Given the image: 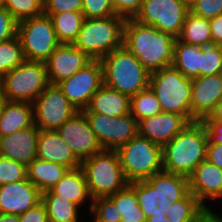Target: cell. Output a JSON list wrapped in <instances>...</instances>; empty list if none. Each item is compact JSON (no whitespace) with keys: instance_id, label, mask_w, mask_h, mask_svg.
I'll list each match as a JSON object with an SVG mask.
<instances>
[{"instance_id":"17","label":"cell","mask_w":222,"mask_h":222,"mask_svg":"<svg viewBox=\"0 0 222 222\" xmlns=\"http://www.w3.org/2000/svg\"><path fill=\"white\" fill-rule=\"evenodd\" d=\"M189 123L190 121L180 114L161 112L138 121V135L163 147Z\"/></svg>"},{"instance_id":"41","label":"cell","mask_w":222,"mask_h":222,"mask_svg":"<svg viewBox=\"0 0 222 222\" xmlns=\"http://www.w3.org/2000/svg\"><path fill=\"white\" fill-rule=\"evenodd\" d=\"M82 12V0H43V14Z\"/></svg>"},{"instance_id":"44","label":"cell","mask_w":222,"mask_h":222,"mask_svg":"<svg viewBox=\"0 0 222 222\" xmlns=\"http://www.w3.org/2000/svg\"><path fill=\"white\" fill-rule=\"evenodd\" d=\"M143 0H112L117 15L124 18H134L140 11Z\"/></svg>"},{"instance_id":"7","label":"cell","mask_w":222,"mask_h":222,"mask_svg":"<svg viewBox=\"0 0 222 222\" xmlns=\"http://www.w3.org/2000/svg\"><path fill=\"white\" fill-rule=\"evenodd\" d=\"M191 81L169 66L150 73L149 87L163 112L180 114L191 122Z\"/></svg>"},{"instance_id":"21","label":"cell","mask_w":222,"mask_h":222,"mask_svg":"<svg viewBox=\"0 0 222 222\" xmlns=\"http://www.w3.org/2000/svg\"><path fill=\"white\" fill-rule=\"evenodd\" d=\"M37 158L75 169L81 166L68 144L56 130H40L37 141Z\"/></svg>"},{"instance_id":"33","label":"cell","mask_w":222,"mask_h":222,"mask_svg":"<svg viewBox=\"0 0 222 222\" xmlns=\"http://www.w3.org/2000/svg\"><path fill=\"white\" fill-rule=\"evenodd\" d=\"M161 112L160 102L150 87L130 97V113L137 121Z\"/></svg>"},{"instance_id":"55","label":"cell","mask_w":222,"mask_h":222,"mask_svg":"<svg viewBox=\"0 0 222 222\" xmlns=\"http://www.w3.org/2000/svg\"><path fill=\"white\" fill-rule=\"evenodd\" d=\"M5 8V0H0V9Z\"/></svg>"},{"instance_id":"19","label":"cell","mask_w":222,"mask_h":222,"mask_svg":"<svg viewBox=\"0 0 222 222\" xmlns=\"http://www.w3.org/2000/svg\"><path fill=\"white\" fill-rule=\"evenodd\" d=\"M42 193L28 179L0 186V213H25L41 202Z\"/></svg>"},{"instance_id":"52","label":"cell","mask_w":222,"mask_h":222,"mask_svg":"<svg viewBox=\"0 0 222 222\" xmlns=\"http://www.w3.org/2000/svg\"><path fill=\"white\" fill-rule=\"evenodd\" d=\"M146 222H171L169 218H153V217H148L146 219Z\"/></svg>"},{"instance_id":"46","label":"cell","mask_w":222,"mask_h":222,"mask_svg":"<svg viewBox=\"0 0 222 222\" xmlns=\"http://www.w3.org/2000/svg\"><path fill=\"white\" fill-rule=\"evenodd\" d=\"M206 129L208 143L222 144V123L213 120L201 121Z\"/></svg>"},{"instance_id":"9","label":"cell","mask_w":222,"mask_h":222,"mask_svg":"<svg viewBox=\"0 0 222 222\" xmlns=\"http://www.w3.org/2000/svg\"><path fill=\"white\" fill-rule=\"evenodd\" d=\"M17 35L27 61L45 62L60 45L52 20L45 14L19 21Z\"/></svg>"},{"instance_id":"8","label":"cell","mask_w":222,"mask_h":222,"mask_svg":"<svg viewBox=\"0 0 222 222\" xmlns=\"http://www.w3.org/2000/svg\"><path fill=\"white\" fill-rule=\"evenodd\" d=\"M0 83L6 100L29 103L50 84L45 63L27 60L5 74Z\"/></svg>"},{"instance_id":"54","label":"cell","mask_w":222,"mask_h":222,"mask_svg":"<svg viewBox=\"0 0 222 222\" xmlns=\"http://www.w3.org/2000/svg\"><path fill=\"white\" fill-rule=\"evenodd\" d=\"M182 2H183L189 9H191V7L197 2V0H182Z\"/></svg>"},{"instance_id":"34","label":"cell","mask_w":222,"mask_h":222,"mask_svg":"<svg viewBox=\"0 0 222 222\" xmlns=\"http://www.w3.org/2000/svg\"><path fill=\"white\" fill-rule=\"evenodd\" d=\"M25 60L22 44L18 35L0 42V79Z\"/></svg>"},{"instance_id":"26","label":"cell","mask_w":222,"mask_h":222,"mask_svg":"<svg viewBox=\"0 0 222 222\" xmlns=\"http://www.w3.org/2000/svg\"><path fill=\"white\" fill-rule=\"evenodd\" d=\"M41 201L46 208L49 222L89 221V219L87 220L88 215L82 212L83 210L77 204L68 199L60 198L59 195L54 194L51 190L42 193Z\"/></svg>"},{"instance_id":"53","label":"cell","mask_w":222,"mask_h":222,"mask_svg":"<svg viewBox=\"0 0 222 222\" xmlns=\"http://www.w3.org/2000/svg\"><path fill=\"white\" fill-rule=\"evenodd\" d=\"M5 101H6V99H5V96L3 93L2 85L0 83V112H1L2 106L5 103Z\"/></svg>"},{"instance_id":"11","label":"cell","mask_w":222,"mask_h":222,"mask_svg":"<svg viewBox=\"0 0 222 222\" xmlns=\"http://www.w3.org/2000/svg\"><path fill=\"white\" fill-rule=\"evenodd\" d=\"M33 104L34 124L40 130H57L77 110L57 85L49 84Z\"/></svg>"},{"instance_id":"10","label":"cell","mask_w":222,"mask_h":222,"mask_svg":"<svg viewBox=\"0 0 222 222\" xmlns=\"http://www.w3.org/2000/svg\"><path fill=\"white\" fill-rule=\"evenodd\" d=\"M189 11L182 0H143L140 11L133 19L178 38Z\"/></svg>"},{"instance_id":"45","label":"cell","mask_w":222,"mask_h":222,"mask_svg":"<svg viewBox=\"0 0 222 222\" xmlns=\"http://www.w3.org/2000/svg\"><path fill=\"white\" fill-rule=\"evenodd\" d=\"M19 216V222H49L46 208L42 201Z\"/></svg>"},{"instance_id":"57","label":"cell","mask_w":222,"mask_h":222,"mask_svg":"<svg viewBox=\"0 0 222 222\" xmlns=\"http://www.w3.org/2000/svg\"><path fill=\"white\" fill-rule=\"evenodd\" d=\"M219 207V208H218ZM217 209H218V211L220 212V211H222V206L220 207V206H217L216 207ZM221 208V209H220ZM220 209V210H219Z\"/></svg>"},{"instance_id":"20","label":"cell","mask_w":222,"mask_h":222,"mask_svg":"<svg viewBox=\"0 0 222 222\" xmlns=\"http://www.w3.org/2000/svg\"><path fill=\"white\" fill-rule=\"evenodd\" d=\"M40 129L32 126L0 137V155L13 159L26 167L37 158V141Z\"/></svg>"},{"instance_id":"3","label":"cell","mask_w":222,"mask_h":222,"mask_svg":"<svg viewBox=\"0 0 222 222\" xmlns=\"http://www.w3.org/2000/svg\"><path fill=\"white\" fill-rule=\"evenodd\" d=\"M103 84L131 97L149 87L150 72L123 45L100 59Z\"/></svg>"},{"instance_id":"38","label":"cell","mask_w":222,"mask_h":222,"mask_svg":"<svg viewBox=\"0 0 222 222\" xmlns=\"http://www.w3.org/2000/svg\"><path fill=\"white\" fill-rule=\"evenodd\" d=\"M222 68V45L201 47L199 77L218 74Z\"/></svg>"},{"instance_id":"30","label":"cell","mask_w":222,"mask_h":222,"mask_svg":"<svg viewBox=\"0 0 222 222\" xmlns=\"http://www.w3.org/2000/svg\"><path fill=\"white\" fill-rule=\"evenodd\" d=\"M45 15L51 18L57 39L60 44H73L85 19L83 13L67 11Z\"/></svg>"},{"instance_id":"22","label":"cell","mask_w":222,"mask_h":222,"mask_svg":"<svg viewBox=\"0 0 222 222\" xmlns=\"http://www.w3.org/2000/svg\"><path fill=\"white\" fill-rule=\"evenodd\" d=\"M50 190L54 194L59 195L60 198L74 202L84 212L87 211V215L89 214L92 207V199L89 195L85 174L81 167L69 169L62 179Z\"/></svg>"},{"instance_id":"14","label":"cell","mask_w":222,"mask_h":222,"mask_svg":"<svg viewBox=\"0 0 222 222\" xmlns=\"http://www.w3.org/2000/svg\"><path fill=\"white\" fill-rule=\"evenodd\" d=\"M56 131L80 162L103 150L83 111L75 113Z\"/></svg>"},{"instance_id":"23","label":"cell","mask_w":222,"mask_h":222,"mask_svg":"<svg viewBox=\"0 0 222 222\" xmlns=\"http://www.w3.org/2000/svg\"><path fill=\"white\" fill-rule=\"evenodd\" d=\"M83 112L120 117L130 113V97L103 84L92 96L89 105Z\"/></svg>"},{"instance_id":"40","label":"cell","mask_w":222,"mask_h":222,"mask_svg":"<svg viewBox=\"0 0 222 222\" xmlns=\"http://www.w3.org/2000/svg\"><path fill=\"white\" fill-rule=\"evenodd\" d=\"M84 18H104L117 15L112 0H82Z\"/></svg>"},{"instance_id":"25","label":"cell","mask_w":222,"mask_h":222,"mask_svg":"<svg viewBox=\"0 0 222 222\" xmlns=\"http://www.w3.org/2000/svg\"><path fill=\"white\" fill-rule=\"evenodd\" d=\"M128 185L135 191L138 204L146 219L148 217L166 218L169 206L168 198L163 192L155 190L147 180L131 182Z\"/></svg>"},{"instance_id":"48","label":"cell","mask_w":222,"mask_h":222,"mask_svg":"<svg viewBox=\"0 0 222 222\" xmlns=\"http://www.w3.org/2000/svg\"><path fill=\"white\" fill-rule=\"evenodd\" d=\"M212 45H222V14L209 20Z\"/></svg>"},{"instance_id":"51","label":"cell","mask_w":222,"mask_h":222,"mask_svg":"<svg viewBox=\"0 0 222 222\" xmlns=\"http://www.w3.org/2000/svg\"><path fill=\"white\" fill-rule=\"evenodd\" d=\"M0 222H19V216L16 214H1Z\"/></svg>"},{"instance_id":"5","label":"cell","mask_w":222,"mask_h":222,"mask_svg":"<svg viewBox=\"0 0 222 222\" xmlns=\"http://www.w3.org/2000/svg\"><path fill=\"white\" fill-rule=\"evenodd\" d=\"M91 199L109 197L124 189L129 183L116 150L103 149L81 162Z\"/></svg>"},{"instance_id":"47","label":"cell","mask_w":222,"mask_h":222,"mask_svg":"<svg viewBox=\"0 0 222 222\" xmlns=\"http://www.w3.org/2000/svg\"><path fill=\"white\" fill-rule=\"evenodd\" d=\"M206 160L222 169V144H207Z\"/></svg>"},{"instance_id":"2","label":"cell","mask_w":222,"mask_h":222,"mask_svg":"<svg viewBox=\"0 0 222 222\" xmlns=\"http://www.w3.org/2000/svg\"><path fill=\"white\" fill-rule=\"evenodd\" d=\"M208 136L201 121L190 122L162 147L163 170L189 177L206 160Z\"/></svg>"},{"instance_id":"36","label":"cell","mask_w":222,"mask_h":222,"mask_svg":"<svg viewBox=\"0 0 222 222\" xmlns=\"http://www.w3.org/2000/svg\"><path fill=\"white\" fill-rule=\"evenodd\" d=\"M89 216L91 222H118L121 220V213L118 212L117 207L109 197L93 199Z\"/></svg>"},{"instance_id":"42","label":"cell","mask_w":222,"mask_h":222,"mask_svg":"<svg viewBox=\"0 0 222 222\" xmlns=\"http://www.w3.org/2000/svg\"><path fill=\"white\" fill-rule=\"evenodd\" d=\"M190 12L210 20L222 14V0H197Z\"/></svg>"},{"instance_id":"56","label":"cell","mask_w":222,"mask_h":222,"mask_svg":"<svg viewBox=\"0 0 222 222\" xmlns=\"http://www.w3.org/2000/svg\"><path fill=\"white\" fill-rule=\"evenodd\" d=\"M218 76L220 78V81L222 82V68L220 69L219 73H218Z\"/></svg>"},{"instance_id":"6","label":"cell","mask_w":222,"mask_h":222,"mask_svg":"<svg viewBox=\"0 0 222 222\" xmlns=\"http://www.w3.org/2000/svg\"><path fill=\"white\" fill-rule=\"evenodd\" d=\"M128 183L147 180L163 170L162 147L137 135L116 149Z\"/></svg>"},{"instance_id":"29","label":"cell","mask_w":222,"mask_h":222,"mask_svg":"<svg viewBox=\"0 0 222 222\" xmlns=\"http://www.w3.org/2000/svg\"><path fill=\"white\" fill-rule=\"evenodd\" d=\"M200 62L201 46L188 44L177 38L172 66L192 80L199 77Z\"/></svg>"},{"instance_id":"39","label":"cell","mask_w":222,"mask_h":222,"mask_svg":"<svg viewBox=\"0 0 222 222\" xmlns=\"http://www.w3.org/2000/svg\"><path fill=\"white\" fill-rule=\"evenodd\" d=\"M26 179L25 165L0 155V186Z\"/></svg>"},{"instance_id":"43","label":"cell","mask_w":222,"mask_h":222,"mask_svg":"<svg viewBox=\"0 0 222 222\" xmlns=\"http://www.w3.org/2000/svg\"><path fill=\"white\" fill-rule=\"evenodd\" d=\"M18 21L6 9H0V42L17 36Z\"/></svg>"},{"instance_id":"24","label":"cell","mask_w":222,"mask_h":222,"mask_svg":"<svg viewBox=\"0 0 222 222\" xmlns=\"http://www.w3.org/2000/svg\"><path fill=\"white\" fill-rule=\"evenodd\" d=\"M34 124L33 104L6 100L0 112V137Z\"/></svg>"},{"instance_id":"12","label":"cell","mask_w":222,"mask_h":222,"mask_svg":"<svg viewBox=\"0 0 222 222\" xmlns=\"http://www.w3.org/2000/svg\"><path fill=\"white\" fill-rule=\"evenodd\" d=\"M103 149L116 150L138 135V121L131 114L110 117L95 112H84Z\"/></svg>"},{"instance_id":"13","label":"cell","mask_w":222,"mask_h":222,"mask_svg":"<svg viewBox=\"0 0 222 222\" xmlns=\"http://www.w3.org/2000/svg\"><path fill=\"white\" fill-rule=\"evenodd\" d=\"M103 85V68L100 60H92L69 79L57 84L68 101L79 111L90 103L92 96Z\"/></svg>"},{"instance_id":"16","label":"cell","mask_w":222,"mask_h":222,"mask_svg":"<svg viewBox=\"0 0 222 222\" xmlns=\"http://www.w3.org/2000/svg\"><path fill=\"white\" fill-rule=\"evenodd\" d=\"M92 60L86 53L72 44H60L44 62L49 83L57 85L69 79Z\"/></svg>"},{"instance_id":"1","label":"cell","mask_w":222,"mask_h":222,"mask_svg":"<svg viewBox=\"0 0 222 222\" xmlns=\"http://www.w3.org/2000/svg\"><path fill=\"white\" fill-rule=\"evenodd\" d=\"M176 37L150 25L127 18L124 25L123 45L150 73L172 66Z\"/></svg>"},{"instance_id":"27","label":"cell","mask_w":222,"mask_h":222,"mask_svg":"<svg viewBox=\"0 0 222 222\" xmlns=\"http://www.w3.org/2000/svg\"><path fill=\"white\" fill-rule=\"evenodd\" d=\"M68 170L69 168L64 165L38 158L34 159L26 167L27 179L36 186L41 193L54 187Z\"/></svg>"},{"instance_id":"49","label":"cell","mask_w":222,"mask_h":222,"mask_svg":"<svg viewBox=\"0 0 222 222\" xmlns=\"http://www.w3.org/2000/svg\"><path fill=\"white\" fill-rule=\"evenodd\" d=\"M192 222H222V214L216 208H204Z\"/></svg>"},{"instance_id":"15","label":"cell","mask_w":222,"mask_h":222,"mask_svg":"<svg viewBox=\"0 0 222 222\" xmlns=\"http://www.w3.org/2000/svg\"><path fill=\"white\" fill-rule=\"evenodd\" d=\"M188 182L190 193L205 208H213L222 204V169L213 163L208 160L201 162L188 177Z\"/></svg>"},{"instance_id":"37","label":"cell","mask_w":222,"mask_h":222,"mask_svg":"<svg viewBox=\"0 0 222 222\" xmlns=\"http://www.w3.org/2000/svg\"><path fill=\"white\" fill-rule=\"evenodd\" d=\"M5 8L19 22L43 14V0H5Z\"/></svg>"},{"instance_id":"18","label":"cell","mask_w":222,"mask_h":222,"mask_svg":"<svg viewBox=\"0 0 222 222\" xmlns=\"http://www.w3.org/2000/svg\"><path fill=\"white\" fill-rule=\"evenodd\" d=\"M222 99V82L218 74L191 81V122L202 121Z\"/></svg>"},{"instance_id":"4","label":"cell","mask_w":222,"mask_h":222,"mask_svg":"<svg viewBox=\"0 0 222 222\" xmlns=\"http://www.w3.org/2000/svg\"><path fill=\"white\" fill-rule=\"evenodd\" d=\"M126 18L114 15L104 18H85L73 46L93 60H100L114 49L123 46Z\"/></svg>"},{"instance_id":"32","label":"cell","mask_w":222,"mask_h":222,"mask_svg":"<svg viewBox=\"0 0 222 222\" xmlns=\"http://www.w3.org/2000/svg\"><path fill=\"white\" fill-rule=\"evenodd\" d=\"M121 213L122 222H146V217L141 210L135 191L127 185L124 189L109 196Z\"/></svg>"},{"instance_id":"31","label":"cell","mask_w":222,"mask_h":222,"mask_svg":"<svg viewBox=\"0 0 222 222\" xmlns=\"http://www.w3.org/2000/svg\"><path fill=\"white\" fill-rule=\"evenodd\" d=\"M178 38L182 42L201 47L212 45L209 20L189 11Z\"/></svg>"},{"instance_id":"50","label":"cell","mask_w":222,"mask_h":222,"mask_svg":"<svg viewBox=\"0 0 222 222\" xmlns=\"http://www.w3.org/2000/svg\"><path fill=\"white\" fill-rule=\"evenodd\" d=\"M203 120H213L222 123V99L216 104L213 111Z\"/></svg>"},{"instance_id":"28","label":"cell","mask_w":222,"mask_h":222,"mask_svg":"<svg viewBox=\"0 0 222 222\" xmlns=\"http://www.w3.org/2000/svg\"><path fill=\"white\" fill-rule=\"evenodd\" d=\"M147 181L155 190L164 193L168 198V206L184 199L190 193L188 178L182 175L162 170L147 179Z\"/></svg>"},{"instance_id":"35","label":"cell","mask_w":222,"mask_h":222,"mask_svg":"<svg viewBox=\"0 0 222 222\" xmlns=\"http://www.w3.org/2000/svg\"><path fill=\"white\" fill-rule=\"evenodd\" d=\"M205 207L189 193L184 199L168 207L166 217L171 222H192Z\"/></svg>"}]
</instances>
